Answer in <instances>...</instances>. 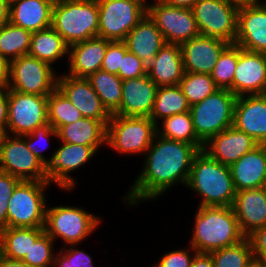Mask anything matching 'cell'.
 <instances>
[{"label": "cell", "instance_id": "obj_12", "mask_svg": "<svg viewBox=\"0 0 266 267\" xmlns=\"http://www.w3.org/2000/svg\"><path fill=\"white\" fill-rule=\"evenodd\" d=\"M48 123V96L8 92L7 134L25 135Z\"/></svg>", "mask_w": 266, "mask_h": 267}, {"label": "cell", "instance_id": "obj_13", "mask_svg": "<svg viewBox=\"0 0 266 267\" xmlns=\"http://www.w3.org/2000/svg\"><path fill=\"white\" fill-rule=\"evenodd\" d=\"M191 9L201 35L214 36L230 44L235 43L237 7L226 0H200Z\"/></svg>", "mask_w": 266, "mask_h": 267}, {"label": "cell", "instance_id": "obj_31", "mask_svg": "<svg viewBox=\"0 0 266 267\" xmlns=\"http://www.w3.org/2000/svg\"><path fill=\"white\" fill-rule=\"evenodd\" d=\"M68 52L69 46L52 26L32 33L29 56L51 66Z\"/></svg>", "mask_w": 266, "mask_h": 267}, {"label": "cell", "instance_id": "obj_28", "mask_svg": "<svg viewBox=\"0 0 266 267\" xmlns=\"http://www.w3.org/2000/svg\"><path fill=\"white\" fill-rule=\"evenodd\" d=\"M55 0H19L10 6L9 22L30 32L51 27Z\"/></svg>", "mask_w": 266, "mask_h": 267}, {"label": "cell", "instance_id": "obj_26", "mask_svg": "<svg viewBox=\"0 0 266 267\" xmlns=\"http://www.w3.org/2000/svg\"><path fill=\"white\" fill-rule=\"evenodd\" d=\"M184 73L179 44L166 43L147 65V75L158 87L179 85Z\"/></svg>", "mask_w": 266, "mask_h": 267}, {"label": "cell", "instance_id": "obj_34", "mask_svg": "<svg viewBox=\"0 0 266 267\" xmlns=\"http://www.w3.org/2000/svg\"><path fill=\"white\" fill-rule=\"evenodd\" d=\"M162 122L163 129L157 126L159 136L195 145L203 150L204 144L196 136L190 111L172 115Z\"/></svg>", "mask_w": 266, "mask_h": 267}, {"label": "cell", "instance_id": "obj_33", "mask_svg": "<svg viewBox=\"0 0 266 267\" xmlns=\"http://www.w3.org/2000/svg\"><path fill=\"white\" fill-rule=\"evenodd\" d=\"M190 111V105L179 85L160 86L156 92L150 119L157 125L158 118L163 120L175 114Z\"/></svg>", "mask_w": 266, "mask_h": 267}, {"label": "cell", "instance_id": "obj_3", "mask_svg": "<svg viewBox=\"0 0 266 267\" xmlns=\"http://www.w3.org/2000/svg\"><path fill=\"white\" fill-rule=\"evenodd\" d=\"M186 186L203 197L199 206L232 207L237 193L229 166L203 150L193 160Z\"/></svg>", "mask_w": 266, "mask_h": 267}, {"label": "cell", "instance_id": "obj_52", "mask_svg": "<svg viewBox=\"0 0 266 267\" xmlns=\"http://www.w3.org/2000/svg\"><path fill=\"white\" fill-rule=\"evenodd\" d=\"M10 6L5 0H0V28L9 22Z\"/></svg>", "mask_w": 266, "mask_h": 267}, {"label": "cell", "instance_id": "obj_1", "mask_svg": "<svg viewBox=\"0 0 266 267\" xmlns=\"http://www.w3.org/2000/svg\"><path fill=\"white\" fill-rule=\"evenodd\" d=\"M154 142V143H153ZM200 149L157 133L145 154L144 167L124 199L128 205L160 197L177 182L187 185L193 160Z\"/></svg>", "mask_w": 266, "mask_h": 267}, {"label": "cell", "instance_id": "obj_9", "mask_svg": "<svg viewBox=\"0 0 266 267\" xmlns=\"http://www.w3.org/2000/svg\"><path fill=\"white\" fill-rule=\"evenodd\" d=\"M52 66L31 57L21 56L9 63L8 89L25 94L49 96L57 88Z\"/></svg>", "mask_w": 266, "mask_h": 267}, {"label": "cell", "instance_id": "obj_38", "mask_svg": "<svg viewBox=\"0 0 266 267\" xmlns=\"http://www.w3.org/2000/svg\"><path fill=\"white\" fill-rule=\"evenodd\" d=\"M214 267H245L253 258L248 238L241 242L210 252Z\"/></svg>", "mask_w": 266, "mask_h": 267}, {"label": "cell", "instance_id": "obj_24", "mask_svg": "<svg viewBox=\"0 0 266 267\" xmlns=\"http://www.w3.org/2000/svg\"><path fill=\"white\" fill-rule=\"evenodd\" d=\"M111 41L94 37L69 47L68 75L76 78H87L101 69L107 46Z\"/></svg>", "mask_w": 266, "mask_h": 267}, {"label": "cell", "instance_id": "obj_46", "mask_svg": "<svg viewBox=\"0 0 266 267\" xmlns=\"http://www.w3.org/2000/svg\"><path fill=\"white\" fill-rule=\"evenodd\" d=\"M71 246L69 249L63 247L62 249L65 250H60V252L69 260L70 267H94L91 256L85 253V251L75 249L76 245Z\"/></svg>", "mask_w": 266, "mask_h": 267}, {"label": "cell", "instance_id": "obj_7", "mask_svg": "<svg viewBox=\"0 0 266 267\" xmlns=\"http://www.w3.org/2000/svg\"><path fill=\"white\" fill-rule=\"evenodd\" d=\"M157 133L149 117L111 115L107 124L106 144L117 153H146Z\"/></svg>", "mask_w": 266, "mask_h": 267}, {"label": "cell", "instance_id": "obj_57", "mask_svg": "<svg viewBox=\"0 0 266 267\" xmlns=\"http://www.w3.org/2000/svg\"><path fill=\"white\" fill-rule=\"evenodd\" d=\"M129 1H132V2L137 3L138 5H140L141 7H143L146 11H148V9L150 8V6L152 5V4H147L145 2L146 0H129Z\"/></svg>", "mask_w": 266, "mask_h": 267}, {"label": "cell", "instance_id": "obj_25", "mask_svg": "<svg viewBox=\"0 0 266 267\" xmlns=\"http://www.w3.org/2000/svg\"><path fill=\"white\" fill-rule=\"evenodd\" d=\"M236 191L260 188L266 179V146L259 144L229 166Z\"/></svg>", "mask_w": 266, "mask_h": 267}, {"label": "cell", "instance_id": "obj_51", "mask_svg": "<svg viewBox=\"0 0 266 267\" xmlns=\"http://www.w3.org/2000/svg\"><path fill=\"white\" fill-rule=\"evenodd\" d=\"M0 267H33L22 260L10 259L0 253Z\"/></svg>", "mask_w": 266, "mask_h": 267}, {"label": "cell", "instance_id": "obj_8", "mask_svg": "<svg viewBox=\"0 0 266 267\" xmlns=\"http://www.w3.org/2000/svg\"><path fill=\"white\" fill-rule=\"evenodd\" d=\"M91 212L78 207L56 206L46 208L45 232L55 241L58 237L67 245H78L100 224Z\"/></svg>", "mask_w": 266, "mask_h": 267}, {"label": "cell", "instance_id": "obj_2", "mask_svg": "<svg viewBox=\"0 0 266 267\" xmlns=\"http://www.w3.org/2000/svg\"><path fill=\"white\" fill-rule=\"evenodd\" d=\"M246 237L240 230L233 207L199 206L190 246L197 252L210 253L235 245Z\"/></svg>", "mask_w": 266, "mask_h": 267}, {"label": "cell", "instance_id": "obj_44", "mask_svg": "<svg viewBox=\"0 0 266 267\" xmlns=\"http://www.w3.org/2000/svg\"><path fill=\"white\" fill-rule=\"evenodd\" d=\"M147 74V66L135 54L129 51L122 59L118 77L122 80L138 78Z\"/></svg>", "mask_w": 266, "mask_h": 267}, {"label": "cell", "instance_id": "obj_11", "mask_svg": "<svg viewBox=\"0 0 266 267\" xmlns=\"http://www.w3.org/2000/svg\"><path fill=\"white\" fill-rule=\"evenodd\" d=\"M98 37L124 41L127 34L146 16L147 11L129 0H97Z\"/></svg>", "mask_w": 266, "mask_h": 267}, {"label": "cell", "instance_id": "obj_50", "mask_svg": "<svg viewBox=\"0 0 266 267\" xmlns=\"http://www.w3.org/2000/svg\"><path fill=\"white\" fill-rule=\"evenodd\" d=\"M9 61L0 54V88H8Z\"/></svg>", "mask_w": 266, "mask_h": 267}, {"label": "cell", "instance_id": "obj_41", "mask_svg": "<svg viewBox=\"0 0 266 267\" xmlns=\"http://www.w3.org/2000/svg\"><path fill=\"white\" fill-rule=\"evenodd\" d=\"M20 182L19 178L0 171V231L7 228L8 199Z\"/></svg>", "mask_w": 266, "mask_h": 267}, {"label": "cell", "instance_id": "obj_22", "mask_svg": "<svg viewBox=\"0 0 266 267\" xmlns=\"http://www.w3.org/2000/svg\"><path fill=\"white\" fill-rule=\"evenodd\" d=\"M258 145L252 137L232 126L211 137L204 144L203 151L212 159L230 166Z\"/></svg>", "mask_w": 266, "mask_h": 267}, {"label": "cell", "instance_id": "obj_29", "mask_svg": "<svg viewBox=\"0 0 266 267\" xmlns=\"http://www.w3.org/2000/svg\"><path fill=\"white\" fill-rule=\"evenodd\" d=\"M57 133L61 142L92 146L98 150L106 145L107 126L102 121L83 117L75 123L61 126Z\"/></svg>", "mask_w": 266, "mask_h": 267}, {"label": "cell", "instance_id": "obj_6", "mask_svg": "<svg viewBox=\"0 0 266 267\" xmlns=\"http://www.w3.org/2000/svg\"><path fill=\"white\" fill-rule=\"evenodd\" d=\"M48 181H21L8 199L7 227H44Z\"/></svg>", "mask_w": 266, "mask_h": 267}, {"label": "cell", "instance_id": "obj_53", "mask_svg": "<svg viewBox=\"0 0 266 267\" xmlns=\"http://www.w3.org/2000/svg\"><path fill=\"white\" fill-rule=\"evenodd\" d=\"M168 5L191 9L200 0H163Z\"/></svg>", "mask_w": 266, "mask_h": 267}, {"label": "cell", "instance_id": "obj_58", "mask_svg": "<svg viewBox=\"0 0 266 267\" xmlns=\"http://www.w3.org/2000/svg\"><path fill=\"white\" fill-rule=\"evenodd\" d=\"M5 1L9 6H11L13 3H15V2H17L19 0H5Z\"/></svg>", "mask_w": 266, "mask_h": 267}, {"label": "cell", "instance_id": "obj_40", "mask_svg": "<svg viewBox=\"0 0 266 267\" xmlns=\"http://www.w3.org/2000/svg\"><path fill=\"white\" fill-rule=\"evenodd\" d=\"M54 240L44 231L26 253L22 261L33 267H51L54 262ZM54 256V257H53Z\"/></svg>", "mask_w": 266, "mask_h": 267}, {"label": "cell", "instance_id": "obj_19", "mask_svg": "<svg viewBox=\"0 0 266 267\" xmlns=\"http://www.w3.org/2000/svg\"><path fill=\"white\" fill-rule=\"evenodd\" d=\"M235 45L252 52L266 51V6L259 3L238 8Z\"/></svg>", "mask_w": 266, "mask_h": 267}, {"label": "cell", "instance_id": "obj_21", "mask_svg": "<svg viewBox=\"0 0 266 267\" xmlns=\"http://www.w3.org/2000/svg\"><path fill=\"white\" fill-rule=\"evenodd\" d=\"M157 90L158 86L147 74L122 80L121 105L113 115L150 117Z\"/></svg>", "mask_w": 266, "mask_h": 267}, {"label": "cell", "instance_id": "obj_20", "mask_svg": "<svg viewBox=\"0 0 266 267\" xmlns=\"http://www.w3.org/2000/svg\"><path fill=\"white\" fill-rule=\"evenodd\" d=\"M233 126L258 144H266V94L238 96Z\"/></svg>", "mask_w": 266, "mask_h": 267}, {"label": "cell", "instance_id": "obj_61", "mask_svg": "<svg viewBox=\"0 0 266 267\" xmlns=\"http://www.w3.org/2000/svg\"><path fill=\"white\" fill-rule=\"evenodd\" d=\"M263 55H264V58H265V61H266V51L263 52Z\"/></svg>", "mask_w": 266, "mask_h": 267}, {"label": "cell", "instance_id": "obj_17", "mask_svg": "<svg viewBox=\"0 0 266 267\" xmlns=\"http://www.w3.org/2000/svg\"><path fill=\"white\" fill-rule=\"evenodd\" d=\"M235 96L266 94V61L263 53L238 46V62L233 77Z\"/></svg>", "mask_w": 266, "mask_h": 267}, {"label": "cell", "instance_id": "obj_39", "mask_svg": "<svg viewBox=\"0 0 266 267\" xmlns=\"http://www.w3.org/2000/svg\"><path fill=\"white\" fill-rule=\"evenodd\" d=\"M238 62V46L230 44L220 55L211 78L219 89H228L233 93V77Z\"/></svg>", "mask_w": 266, "mask_h": 267}, {"label": "cell", "instance_id": "obj_18", "mask_svg": "<svg viewBox=\"0 0 266 267\" xmlns=\"http://www.w3.org/2000/svg\"><path fill=\"white\" fill-rule=\"evenodd\" d=\"M57 77V88L83 117L102 121L107 126L111 115L103 107L99 96L86 78H76L68 74Z\"/></svg>", "mask_w": 266, "mask_h": 267}, {"label": "cell", "instance_id": "obj_23", "mask_svg": "<svg viewBox=\"0 0 266 267\" xmlns=\"http://www.w3.org/2000/svg\"><path fill=\"white\" fill-rule=\"evenodd\" d=\"M232 207L246 238L266 226V195L262 187L237 191Z\"/></svg>", "mask_w": 266, "mask_h": 267}, {"label": "cell", "instance_id": "obj_48", "mask_svg": "<svg viewBox=\"0 0 266 267\" xmlns=\"http://www.w3.org/2000/svg\"><path fill=\"white\" fill-rule=\"evenodd\" d=\"M8 88H0V130L7 134Z\"/></svg>", "mask_w": 266, "mask_h": 267}, {"label": "cell", "instance_id": "obj_5", "mask_svg": "<svg viewBox=\"0 0 266 267\" xmlns=\"http://www.w3.org/2000/svg\"><path fill=\"white\" fill-rule=\"evenodd\" d=\"M237 100L228 89H218L199 103L190 106L197 138L205 144L211 137L233 126Z\"/></svg>", "mask_w": 266, "mask_h": 267}, {"label": "cell", "instance_id": "obj_60", "mask_svg": "<svg viewBox=\"0 0 266 267\" xmlns=\"http://www.w3.org/2000/svg\"><path fill=\"white\" fill-rule=\"evenodd\" d=\"M5 134L0 130V144H1V141H2V138Z\"/></svg>", "mask_w": 266, "mask_h": 267}, {"label": "cell", "instance_id": "obj_37", "mask_svg": "<svg viewBox=\"0 0 266 267\" xmlns=\"http://www.w3.org/2000/svg\"><path fill=\"white\" fill-rule=\"evenodd\" d=\"M179 86L190 106L201 102L219 88L210 74L185 72Z\"/></svg>", "mask_w": 266, "mask_h": 267}, {"label": "cell", "instance_id": "obj_14", "mask_svg": "<svg viewBox=\"0 0 266 267\" xmlns=\"http://www.w3.org/2000/svg\"><path fill=\"white\" fill-rule=\"evenodd\" d=\"M167 43L181 44L200 33L192 9L168 5L155 0L147 11Z\"/></svg>", "mask_w": 266, "mask_h": 267}, {"label": "cell", "instance_id": "obj_16", "mask_svg": "<svg viewBox=\"0 0 266 267\" xmlns=\"http://www.w3.org/2000/svg\"><path fill=\"white\" fill-rule=\"evenodd\" d=\"M229 42L199 34L180 44L184 71L187 73L211 74Z\"/></svg>", "mask_w": 266, "mask_h": 267}, {"label": "cell", "instance_id": "obj_49", "mask_svg": "<svg viewBox=\"0 0 266 267\" xmlns=\"http://www.w3.org/2000/svg\"><path fill=\"white\" fill-rule=\"evenodd\" d=\"M191 267H214L211 254L197 252L192 260Z\"/></svg>", "mask_w": 266, "mask_h": 267}, {"label": "cell", "instance_id": "obj_43", "mask_svg": "<svg viewBox=\"0 0 266 267\" xmlns=\"http://www.w3.org/2000/svg\"><path fill=\"white\" fill-rule=\"evenodd\" d=\"M127 52L128 48L124 41H111L107 46L101 69L118 75L122 59Z\"/></svg>", "mask_w": 266, "mask_h": 267}, {"label": "cell", "instance_id": "obj_35", "mask_svg": "<svg viewBox=\"0 0 266 267\" xmlns=\"http://www.w3.org/2000/svg\"><path fill=\"white\" fill-rule=\"evenodd\" d=\"M32 32L8 22L0 28V54L9 62L28 55Z\"/></svg>", "mask_w": 266, "mask_h": 267}, {"label": "cell", "instance_id": "obj_54", "mask_svg": "<svg viewBox=\"0 0 266 267\" xmlns=\"http://www.w3.org/2000/svg\"><path fill=\"white\" fill-rule=\"evenodd\" d=\"M53 266L52 267H70L69 260L61 253L55 255Z\"/></svg>", "mask_w": 266, "mask_h": 267}, {"label": "cell", "instance_id": "obj_36", "mask_svg": "<svg viewBox=\"0 0 266 267\" xmlns=\"http://www.w3.org/2000/svg\"><path fill=\"white\" fill-rule=\"evenodd\" d=\"M83 118L78 109L56 88L48 96V123L56 130Z\"/></svg>", "mask_w": 266, "mask_h": 267}, {"label": "cell", "instance_id": "obj_59", "mask_svg": "<svg viewBox=\"0 0 266 267\" xmlns=\"http://www.w3.org/2000/svg\"><path fill=\"white\" fill-rule=\"evenodd\" d=\"M262 188H263V190H264V193H265V195H266V179H265V181H264V183H263V186H262Z\"/></svg>", "mask_w": 266, "mask_h": 267}, {"label": "cell", "instance_id": "obj_55", "mask_svg": "<svg viewBox=\"0 0 266 267\" xmlns=\"http://www.w3.org/2000/svg\"><path fill=\"white\" fill-rule=\"evenodd\" d=\"M229 4L241 8L259 3V0H226Z\"/></svg>", "mask_w": 266, "mask_h": 267}, {"label": "cell", "instance_id": "obj_4", "mask_svg": "<svg viewBox=\"0 0 266 267\" xmlns=\"http://www.w3.org/2000/svg\"><path fill=\"white\" fill-rule=\"evenodd\" d=\"M98 25L97 0H55L51 26L69 47L97 37Z\"/></svg>", "mask_w": 266, "mask_h": 267}, {"label": "cell", "instance_id": "obj_45", "mask_svg": "<svg viewBox=\"0 0 266 267\" xmlns=\"http://www.w3.org/2000/svg\"><path fill=\"white\" fill-rule=\"evenodd\" d=\"M190 250H193V255L188 253L189 250L187 251L184 249L168 252L162 256V258L159 259V262L153 267H191L192 260L197 251H195L191 246Z\"/></svg>", "mask_w": 266, "mask_h": 267}, {"label": "cell", "instance_id": "obj_30", "mask_svg": "<svg viewBox=\"0 0 266 267\" xmlns=\"http://www.w3.org/2000/svg\"><path fill=\"white\" fill-rule=\"evenodd\" d=\"M45 231L44 227H7L0 231V253L10 259L22 260L31 244Z\"/></svg>", "mask_w": 266, "mask_h": 267}, {"label": "cell", "instance_id": "obj_42", "mask_svg": "<svg viewBox=\"0 0 266 267\" xmlns=\"http://www.w3.org/2000/svg\"><path fill=\"white\" fill-rule=\"evenodd\" d=\"M55 136L58 138L57 130L54 129L49 123L44 124L42 126L37 127L33 132L24 135V141L28 149L38 158L41 162H43L46 166L50 163V159H47L43 156L42 150L37 147V140L49 141V136ZM34 139V141H33ZM45 139V140H44Z\"/></svg>", "mask_w": 266, "mask_h": 267}, {"label": "cell", "instance_id": "obj_10", "mask_svg": "<svg viewBox=\"0 0 266 267\" xmlns=\"http://www.w3.org/2000/svg\"><path fill=\"white\" fill-rule=\"evenodd\" d=\"M0 171L21 181H48L47 166L28 149L24 135L3 136L0 144Z\"/></svg>", "mask_w": 266, "mask_h": 267}, {"label": "cell", "instance_id": "obj_27", "mask_svg": "<svg viewBox=\"0 0 266 267\" xmlns=\"http://www.w3.org/2000/svg\"><path fill=\"white\" fill-rule=\"evenodd\" d=\"M128 51L147 66L167 43L148 14L127 34L124 40Z\"/></svg>", "mask_w": 266, "mask_h": 267}, {"label": "cell", "instance_id": "obj_15", "mask_svg": "<svg viewBox=\"0 0 266 267\" xmlns=\"http://www.w3.org/2000/svg\"><path fill=\"white\" fill-rule=\"evenodd\" d=\"M63 143L52 156L47 165V178L49 183H55L62 189L71 190L75 181L69 175L71 171L81 167L93 157L97 149L92 146Z\"/></svg>", "mask_w": 266, "mask_h": 267}, {"label": "cell", "instance_id": "obj_56", "mask_svg": "<svg viewBox=\"0 0 266 267\" xmlns=\"http://www.w3.org/2000/svg\"><path fill=\"white\" fill-rule=\"evenodd\" d=\"M245 267H266V261L253 258Z\"/></svg>", "mask_w": 266, "mask_h": 267}, {"label": "cell", "instance_id": "obj_47", "mask_svg": "<svg viewBox=\"0 0 266 267\" xmlns=\"http://www.w3.org/2000/svg\"><path fill=\"white\" fill-rule=\"evenodd\" d=\"M247 238L251 243L254 258L266 261V226L255 230Z\"/></svg>", "mask_w": 266, "mask_h": 267}, {"label": "cell", "instance_id": "obj_32", "mask_svg": "<svg viewBox=\"0 0 266 267\" xmlns=\"http://www.w3.org/2000/svg\"><path fill=\"white\" fill-rule=\"evenodd\" d=\"M86 79L99 96L103 107L113 115L121 105L122 79L102 69L90 74Z\"/></svg>", "mask_w": 266, "mask_h": 267}]
</instances>
